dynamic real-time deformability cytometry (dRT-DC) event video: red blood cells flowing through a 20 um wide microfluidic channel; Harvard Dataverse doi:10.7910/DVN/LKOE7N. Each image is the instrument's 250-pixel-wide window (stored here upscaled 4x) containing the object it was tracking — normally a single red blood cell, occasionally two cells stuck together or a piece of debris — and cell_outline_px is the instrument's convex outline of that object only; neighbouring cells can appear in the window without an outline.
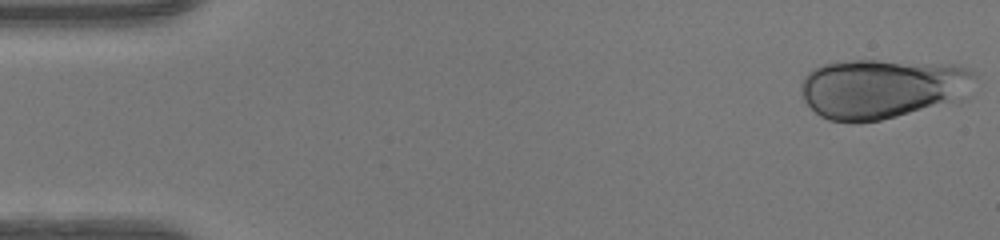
{"species": "human", "species_latin": "Homo sapiens", "temperature_condition": "warm", "stored_images_in_passage": 48, "camera_frame_rate_fps": 3000, "um_per_image_px": 0.085, "donor": {"sex": "female"}, "frame": {"image": 1, "passage_image": 1, "time_ms": 0.0, "image_size_px": [1000, 240], "cell_outline_px": [[976, 76], [948, 100], [896, 116], [880, 120], [828, 120], [820, 116], [804, 100], [800, 92], [800, 84], [804, 76], [812, 68], [836, 60], [876, 60], [956, 64], [968, 68]], "centroid_in_image_um": [74.77, 7.46], "position_along_channel_um": 10.2, "area_um2": 58.55}}